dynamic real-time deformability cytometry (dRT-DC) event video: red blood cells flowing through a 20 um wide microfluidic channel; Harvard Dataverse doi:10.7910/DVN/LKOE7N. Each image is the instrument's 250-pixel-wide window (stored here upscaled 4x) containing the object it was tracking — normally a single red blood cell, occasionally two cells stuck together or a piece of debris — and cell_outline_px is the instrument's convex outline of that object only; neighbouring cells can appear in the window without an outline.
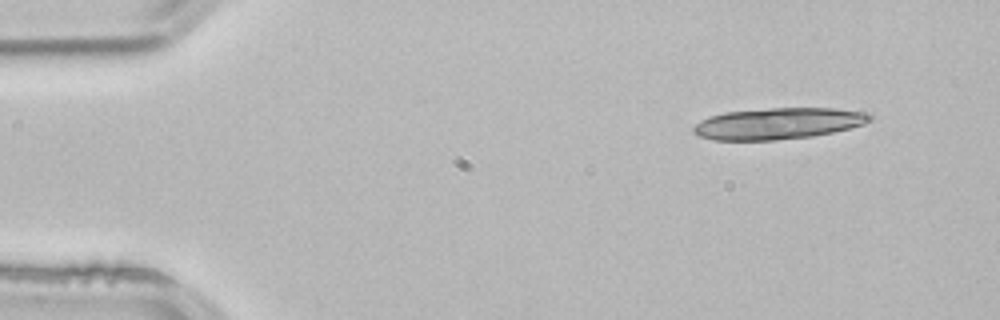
{"species": "common noctule bat (a hibernating species)", "species_latin": "Nyctalus noctula", "temperature_condition": "room temperature", "stored_images_in_passage": 4, "segment_of_instrument_passage": [2, 2], "camera_frame_rate_fps": 3000, "um_per_image_px": 0.085, "animal": {"sex": "male", "body_mass_g": 21.5, "forearm_length_mm": 52.0}, "frame": {"image": 1, "passage_image": 4, "time_ms": 1.0, "image_size_px": [1000, 320], "cell_outline_px": [[872, 120], [864, 124], [832, 132], [812, 136], [772, 140], [712, 140], [700, 136], [692, 132], [692, 128], [700, 120], [708, 116], [724, 112], [772, 108], [832, 108], [872, 112]], "centroid_in_image_um": [66.15, 10.49], "position_along_channel_um": 18.9, "area_um2": 32.37}}